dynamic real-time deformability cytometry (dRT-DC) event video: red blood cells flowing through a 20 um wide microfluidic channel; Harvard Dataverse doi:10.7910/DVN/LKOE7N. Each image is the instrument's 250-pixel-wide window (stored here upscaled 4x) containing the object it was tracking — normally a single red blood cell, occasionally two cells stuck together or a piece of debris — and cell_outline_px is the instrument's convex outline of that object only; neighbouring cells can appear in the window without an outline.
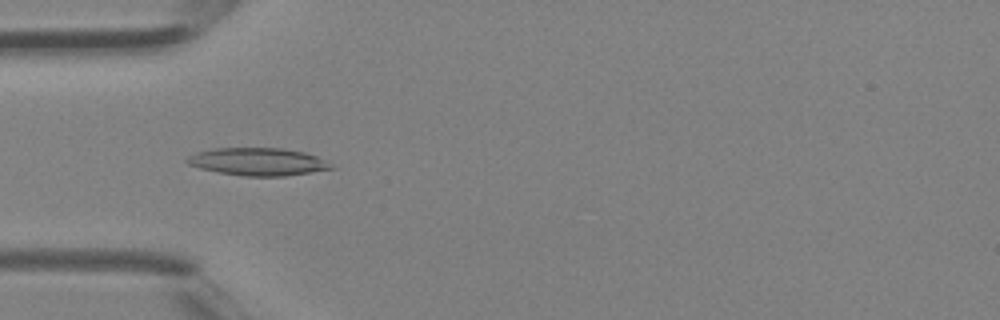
{"species": "Egyptian fruit bat (a non-hibernating species)", "species_latin": "Rousettus aegyptiacus", "temperature_condition": "room temperature", "stored_images_in_passage": 41, "camera_frame_rate_fps": 3000, "um_per_image_px": 0.085, "animal": {"sex": "female"}, "frame": {"image": 1, "passage_image": 13, "time_ms": 4.0, "image_size_px": [1000, 320], "cell_outline_px": [[336, 168], [284, 176], [244, 176], [220, 172], [200, 168], [188, 164], [184, 160], [188, 156], [196, 152], [212, 148], [284, 148], [304, 152], [316, 156]], "centroid_in_image_um": [21.88, 13.73], "position_along_channel_um": 63.1, "area_um2": 23.06}}
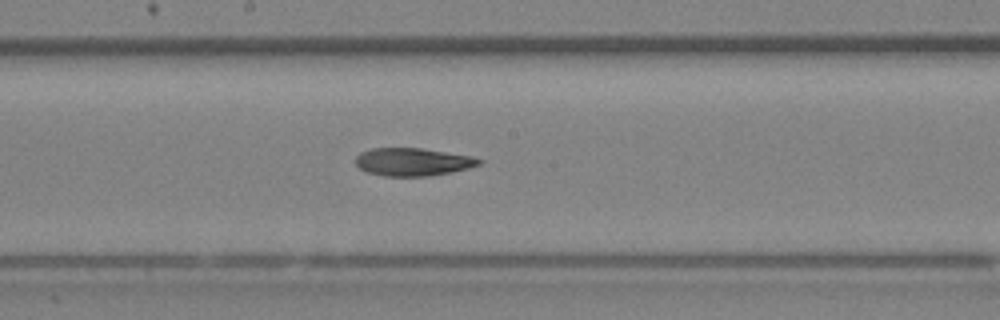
{"frame": {"image": 2, "passage_image": 22, "time_ms": 7.0, "image_size_px": [1000, 320], "cell_outline_px": [[484, 160], [480, 164], [468, 168], [452, 172], [428, 176], [384, 176], [368, 172], [360, 168], [356, 164], [356, 156], [360, 152], [372, 148], [424, 148], [472, 156]], "centroid_in_image_um": [35.11, 13.75], "position_along_channel_um": 213.1, "area_um2": 20.11}}
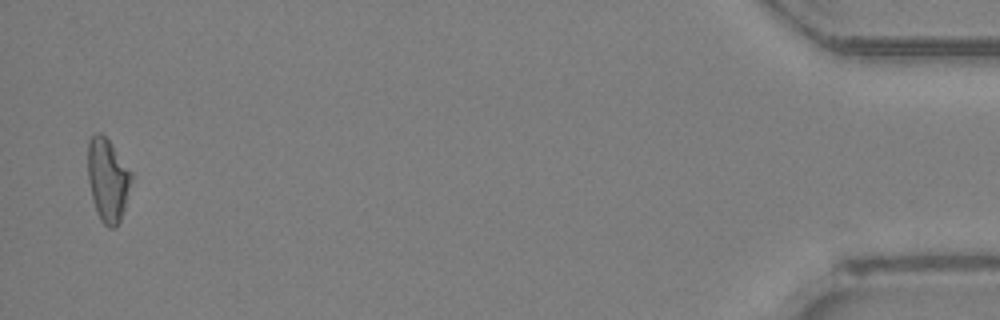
{"frame": {"image": 3, "passage_image": 40, "time_ms": 13.0, "image_size_px": [1000, 320], "cell_outline_px": [[132, 176], [124, 208], [120, 220], [112, 228], [108, 228], [100, 220], [92, 200], [88, 180], [88, 140], [96, 132], [100, 132], [112, 144], [132, 172]], "centroid_in_image_um": [9.14, 15.27], "position_along_channel_um": 426.1, "area_um2": 20.92}}